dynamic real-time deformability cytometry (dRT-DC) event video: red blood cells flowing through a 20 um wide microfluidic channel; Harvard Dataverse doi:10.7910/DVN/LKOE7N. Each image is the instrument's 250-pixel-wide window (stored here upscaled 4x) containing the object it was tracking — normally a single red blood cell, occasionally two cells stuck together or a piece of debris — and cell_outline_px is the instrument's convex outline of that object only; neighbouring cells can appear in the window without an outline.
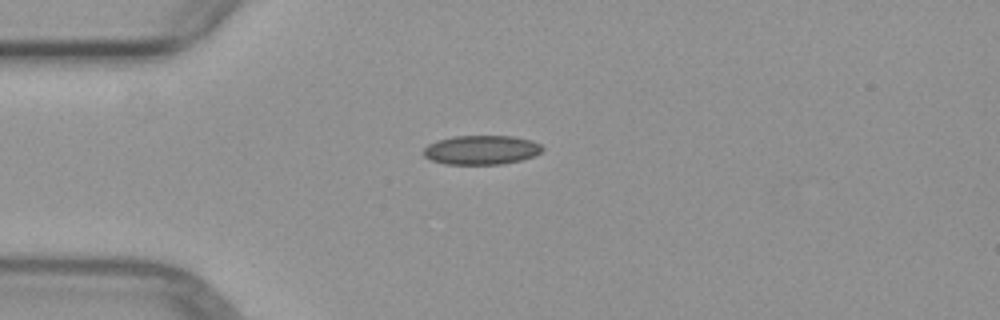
{"species": "common noctule bat (a hibernating species)", "species_latin": "Nyctalus noctula", "temperature_condition": "warm", "stored_images_in_passage": 3, "camera_frame_rate_fps": 3000, "um_per_image_px": 0.085, "animal": {"sex": "female", "body_mass_g": 29.2, "forearm_length_mm": 56.3}, "frame": {"image": 1, "passage_image": 1, "time_ms": 0.0, "image_size_px": [1000, 320], "cell_outline_px": [[544, 148], [536, 156], [520, 160], [500, 164], [444, 164], [432, 160], [424, 156], [424, 148], [428, 144], [436, 140], [452, 136], [512, 136], [532, 140], [540, 144]], "centroid_in_image_um": [40.92, 12.74], "position_along_channel_um": 44.1, "area_um2": 20.29}}
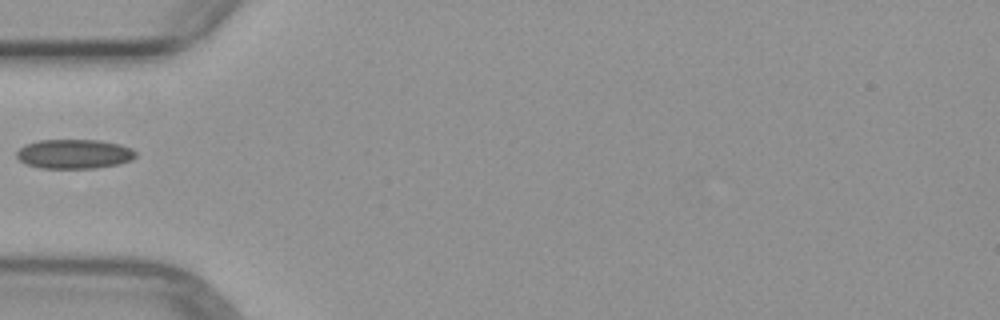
{"frame": {"image": 2, "passage_image": 2, "time_ms": 1.333, "image_size_px": [1000, 320], "cell_outline_px": [[136, 156], [132, 160], [120, 164], [96, 168], [40, 168], [28, 164], [20, 160], [16, 156], [16, 152], [20, 148], [28, 144], [40, 140], [100, 140], [120, 144], [132, 148], [136, 152]], "centroid_in_image_um": [6.36, 13.09], "position_along_channel_um": 78.6, "area_um2": 20.4}}
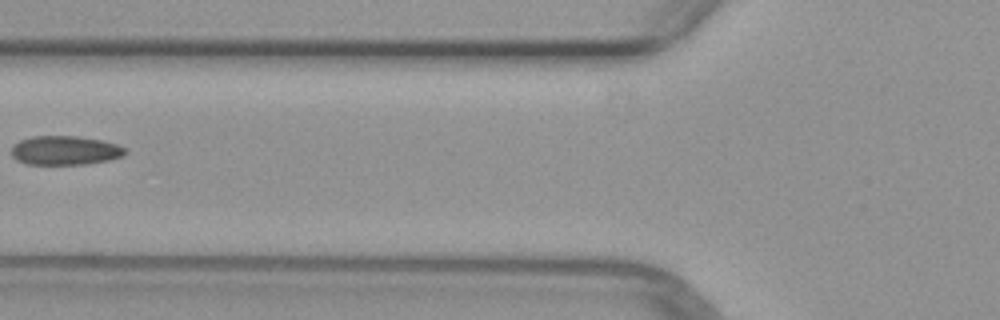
{"frame": {"image": 3, "passage_image": 3, "time_ms": 2.333, "image_size_px": [1000, 320], "cell_outline_px": [[128, 152], [124, 156], [108, 160], [88, 164], [28, 164], [16, 160], [12, 156], [12, 148], [20, 140], [32, 136], [76, 136], [100, 140], [116, 144], [124, 148]], "centroid_in_image_um": [5.54, 12.79], "position_along_channel_um": 120.3, "area_um2": 19.19}}